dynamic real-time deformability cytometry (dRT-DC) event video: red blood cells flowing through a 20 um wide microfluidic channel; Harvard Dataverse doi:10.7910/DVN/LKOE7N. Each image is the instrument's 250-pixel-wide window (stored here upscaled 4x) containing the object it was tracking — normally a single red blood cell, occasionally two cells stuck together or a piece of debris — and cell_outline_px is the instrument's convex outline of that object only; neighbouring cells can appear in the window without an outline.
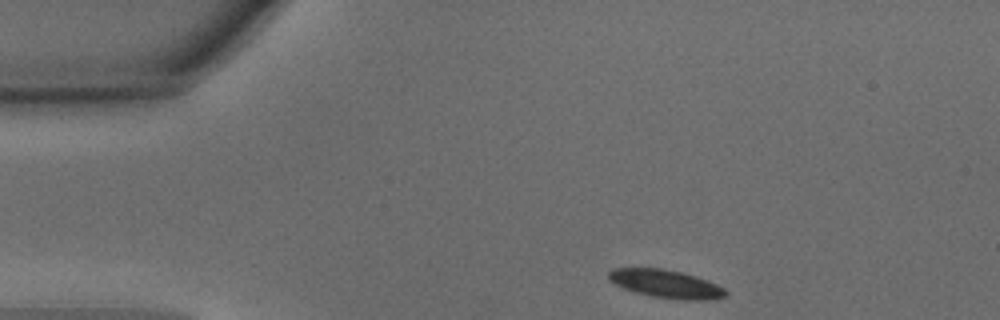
{"species": "common noctule bat (a hibernating species)", "species_latin": "Nyctalus noctula", "temperature_condition": "warm", "stored_images_in_passage": 31, "camera_frame_rate_fps": 3000, "um_per_image_px": 0.085, "animal": {"sex": "male", "body_mass_g": 15.6}, "frame": {"image": 1, "passage_image": 1, "time_ms": 0.0, "image_size_px": [1000, 320], "cell_outline_px": [[728, 296], [712, 300], [680, 300], [652, 296], [636, 292], [624, 288], [608, 280], [608, 272], [612, 268], [660, 268], [684, 272], [696, 276], [716, 284], [724, 288], [728, 292]], "centroid_in_image_um": [56.64, 24.13], "position_along_channel_um": 28.4, "area_um2": 19.36}}
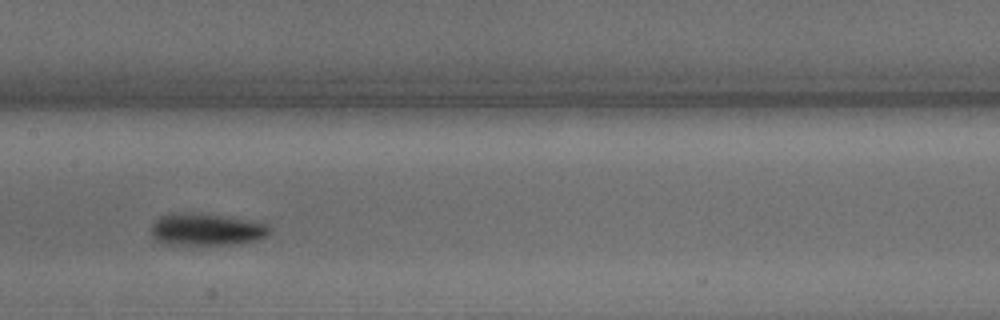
{"frame": {"image": 2, "passage_image": 16, "time_ms": 5.0, "image_size_px": [1000, 320], "cell_outline_px": [[272, 232], [268, 236], [256, 240], [232, 244], [160, 244], [152, 236], [152, 224], [160, 216], [172, 212], [200, 212], [248, 220], [268, 224], [272, 228]], "centroid_in_image_um": [17.54, 19.49], "position_along_channel_um": 189.9, "area_um2": 22.48}}
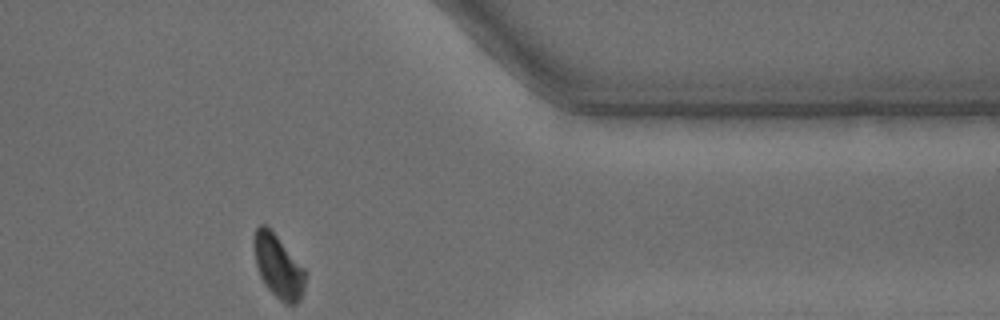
{"frame": {"image": 3, "passage_image": 31, "time_ms": 10.0, "image_size_px": [1000, 320], "cell_outline_px": [[308, 272], [304, 288], [300, 300], [296, 304], [284, 304], [268, 288], [260, 276], [256, 264], [252, 244], [252, 240], [256, 228], [260, 224], [264, 224], [276, 236]], "centroid_in_image_um": [23.66, 22.66], "position_along_channel_um": 387.7, "area_um2": 18.9}, "authors_computed_cell_mechanics": {"area_um2": 21.4438, "velocity_mm_per_s": 4.3226, "shape_relaxation_time_tau1_ms": 2.4382, "shape_relaxation_time_tau2_ms": 6.441, "deformation_change_tau1": 0.1554, "deformation_change_tau2": 0.1118}}